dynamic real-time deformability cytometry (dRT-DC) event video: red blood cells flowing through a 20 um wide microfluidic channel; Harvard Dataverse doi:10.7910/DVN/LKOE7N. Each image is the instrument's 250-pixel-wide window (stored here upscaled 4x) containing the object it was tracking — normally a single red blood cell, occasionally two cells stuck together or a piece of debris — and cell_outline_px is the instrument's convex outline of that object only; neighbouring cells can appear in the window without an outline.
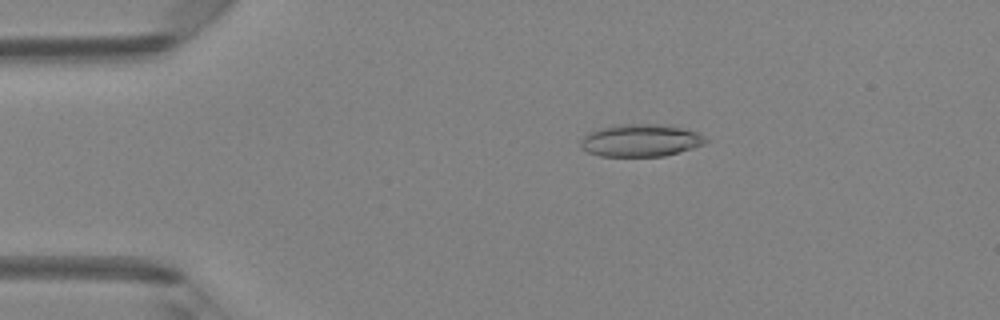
{"species": "Egyptian fruit bat (a non-hibernating species)", "species_latin": "Rousettus aegyptiacus", "temperature_condition": "room temperature", "stored_images_in_passage": 48, "camera_frame_rate_fps": 3000, "um_per_image_px": 0.085, "animal": {"sex": "female"}, "frame": {"image": 1, "passage_image": 9, "time_ms": 2.667, "image_size_px": [1000, 320], "cell_outline_px": [[708, 140], [704, 144], [692, 148], [664, 156], [600, 156], [588, 152], [580, 148], [580, 140], [588, 132], [596, 128], [620, 124], [656, 124], [680, 128], [696, 132]], "centroid_in_image_um": [54.37, 11.93], "position_along_channel_um": 30.6, "area_um2": 23.52}}
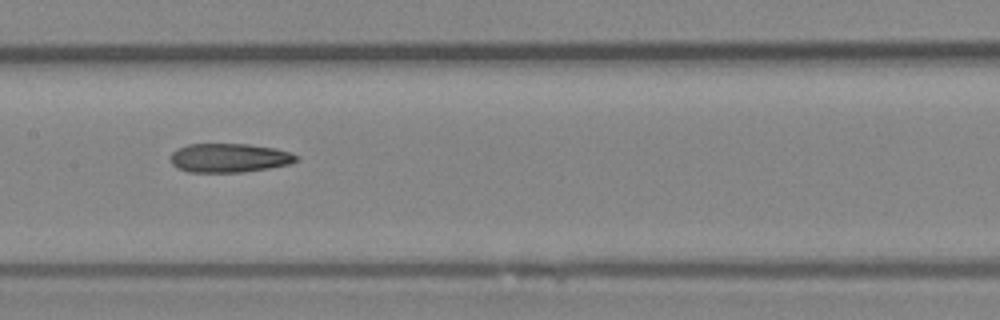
{"frame": {"image": 2, "passage_image": 24, "time_ms": 7.667, "image_size_px": [1000, 320], "cell_outline_px": [[300, 160], [292, 164], [244, 172], [188, 172], [176, 168], [172, 164], [172, 152], [188, 144], [248, 144], [276, 148], [300, 156]], "centroid_in_image_um": [19.54, 13.43], "position_along_channel_um": 187.9, "area_um2": 21.33}}
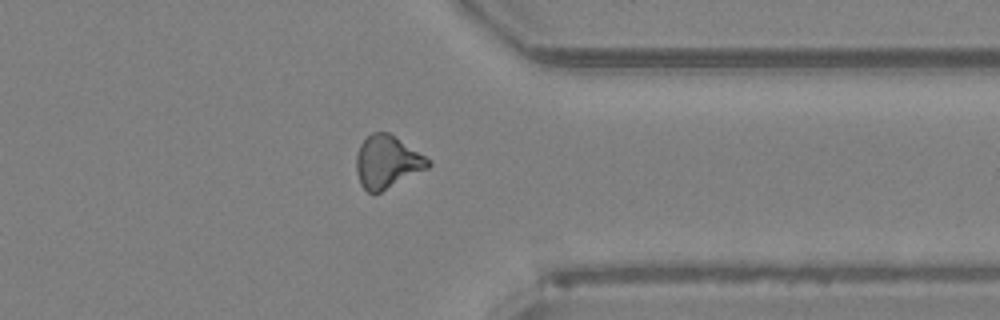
{"frame": {"image": 3, "passage_image": 38, "time_ms": 12.333, "image_size_px": [1000, 320], "cell_outline_px": [[432, 164], [428, 168], [380, 192], [368, 192], [360, 184], [356, 172], [356, 156], [360, 144], [372, 132], [388, 132], [396, 136], [432, 160]], "centroid_in_image_um": [32.92, 13.74], "position_along_channel_um": 378.5, "area_um2": 22.08}, "authors_computed_cell_mechanics": {"area_um2": 21.7328, "velocity_mm_per_s": 4.2059, "shape_relaxation_time_tau1_ms": null, "shape_relaxation_time_tau2_ms": 8.7582, "deformation_change_tau1": null, "deformation_change_tau2": 0.2356}}